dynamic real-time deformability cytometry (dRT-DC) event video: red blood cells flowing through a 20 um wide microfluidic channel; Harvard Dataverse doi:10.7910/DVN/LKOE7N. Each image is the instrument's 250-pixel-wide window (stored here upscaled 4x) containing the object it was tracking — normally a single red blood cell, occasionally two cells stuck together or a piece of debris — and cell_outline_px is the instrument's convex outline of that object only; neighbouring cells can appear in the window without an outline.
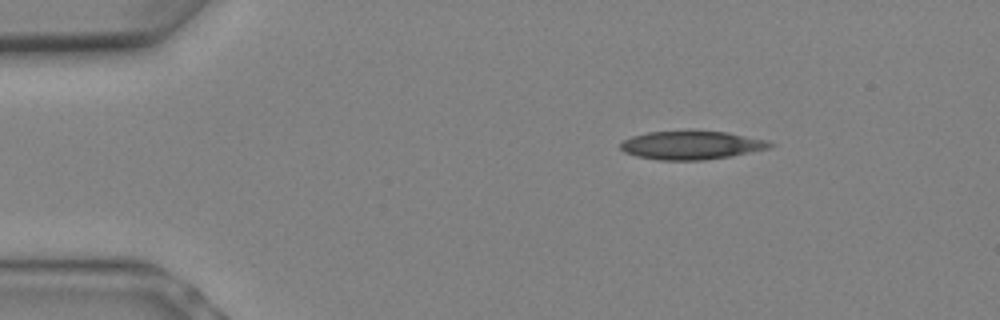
{"species": "Egyptian fruit bat (a non-hibernating species)", "species_latin": "Rousettus aegyptiacus", "temperature_condition": "warm", "stored_images_in_passage": 6, "camera_frame_rate_fps": 3000, "um_per_image_px": 0.085, "animal": {"sex": "female"}, "frame": {"image": 1, "passage_image": 3, "time_ms": 0.667, "image_size_px": [1000, 320], "cell_outline_px": [[776, 144], [768, 148], [732, 156], [704, 160], [656, 160], [636, 156], [624, 152], [620, 148], [620, 144], [624, 140], [632, 136], [648, 132], [692, 128], [728, 132], [768, 140]], "centroid_in_image_um": [58.77, 12.3], "position_along_channel_um": 26.2, "area_um2": 25.72}}
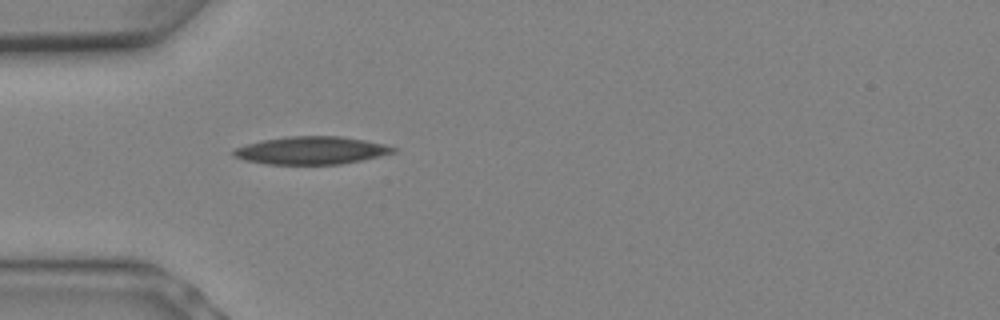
{"frame": {"image": 2, "passage_image": 6, "time_ms": 1.667, "image_size_px": [1000, 320], "cell_outline_px": [[400, 148], [396, 152], [380, 156], [340, 164], [264, 164], [244, 160], [232, 156], [232, 152], [236, 148], [248, 144], [264, 140], [288, 136], [340, 136], [364, 140], [384, 144]], "centroid_in_image_um": [26.48, 12.79], "position_along_channel_um": 58.5, "area_um2": 25.78}}